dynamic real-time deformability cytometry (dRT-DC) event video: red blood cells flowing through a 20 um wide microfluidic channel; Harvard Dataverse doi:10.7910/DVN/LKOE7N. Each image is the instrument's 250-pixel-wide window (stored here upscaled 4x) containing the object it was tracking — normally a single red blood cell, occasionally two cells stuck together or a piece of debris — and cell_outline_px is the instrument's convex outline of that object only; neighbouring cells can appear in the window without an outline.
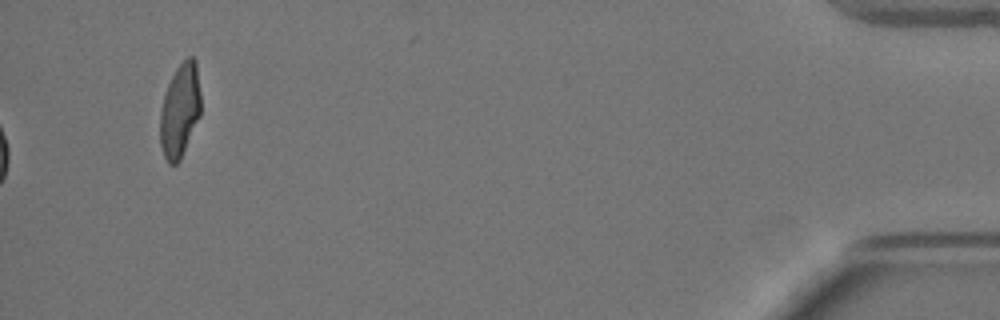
{"species": "Egyptian fruit bat (a non-hibernating species)", "species_latin": "Rousettus aegyptiacus", "temperature_condition": "warm", "stored_images_in_passage": 59, "camera_frame_rate_fps": 3000, "um_per_image_px": 0.085, "animal": {"sex": "female"}, "frame": {"image": 1, "passage_image": 59, "time_ms": 19.333, "image_size_px": [1000, 320], "cell_outline_px": [[200, 116], [180, 160], [176, 164], [168, 164], [164, 156], [160, 144], [160, 112], [164, 96], [168, 84], [176, 68], [188, 56], [192, 56], [196, 60], [200, 92]], "centroid_in_image_um": [15.29, 9.39], "position_along_channel_um": 419.9, "area_um2": 22.2}}